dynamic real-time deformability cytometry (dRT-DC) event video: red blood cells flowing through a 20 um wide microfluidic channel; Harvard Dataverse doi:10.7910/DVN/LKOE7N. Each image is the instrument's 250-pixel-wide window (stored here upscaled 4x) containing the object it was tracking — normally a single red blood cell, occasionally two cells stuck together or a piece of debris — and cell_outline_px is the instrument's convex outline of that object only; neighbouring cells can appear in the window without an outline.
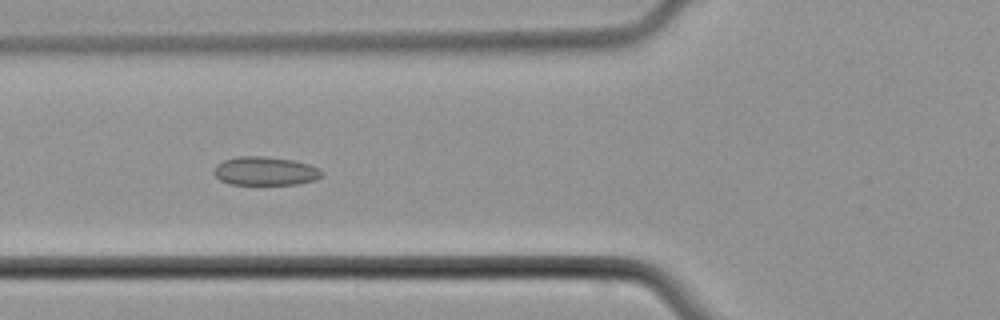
{"species": "common noctule bat (a hibernating species)", "species_latin": "Nyctalus noctula", "temperature_condition": "cold", "stored_images_in_passage": 50, "camera_frame_rate_fps": 3000, "um_per_image_px": 0.085, "animal": {"sex": "male", "body_mass_g": 21.5, "forearm_length_mm": 52.0}, "frame": {"image": 1, "passage_image": 19, "time_ms": 6.0, "image_size_px": [1000, 320], "cell_outline_px": [[324, 176], [316, 180], [296, 184], [232, 184], [220, 180], [212, 172], [216, 164], [224, 160], [240, 156], [264, 156], [292, 160], [308, 164], [320, 168], [324, 172]], "centroid_in_image_um": [22.57, 14.54], "position_along_channel_um": 103.2, "area_um2": 18.09}}
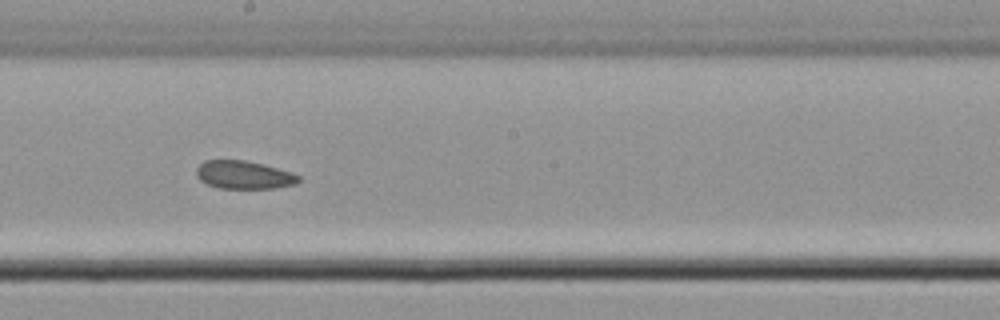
{"frame": {"image": 2, "passage_image": 28, "time_ms": 9.0, "image_size_px": [1000, 320], "cell_outline_px": [[300, 180], [296, 184], [272, 188], [220, 188], [208, 184], [200, 180], [196, 176], [196, 168], [204, 160], [244, 160], [292, 172], [300, 176]], "centroid_in_image_um": [20.71, 14.86], "position_along_channel_um": 227.5, "area_um2": 16.59}}
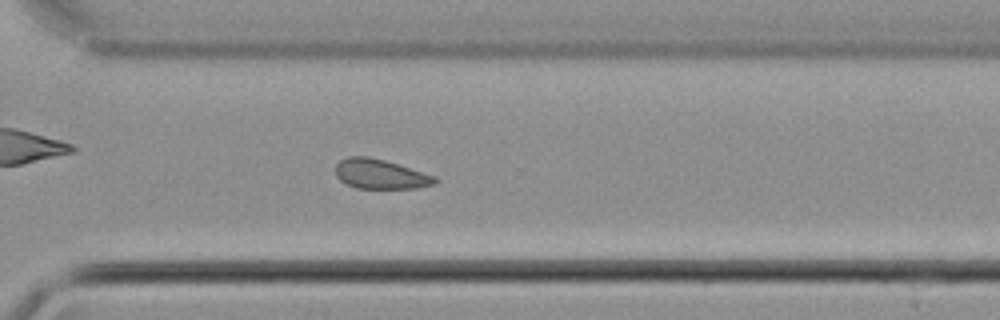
{"frame": {"image": 3, "passage_image": 36, "time_ms": 11.667, "image_size_px": [1000, 320], "cell_outline_px": [[440, 180], [436, 184], [416, 188], [356, 188], [340, 180], [336, 176], [336, 164], [340, 160], [348, 156], [368, 156], [384, 160], [436, 176]], "centroid_in_image_um": [32.35, 14.8], "position_along_channel_um": 338.3, "area_um2": 17.17}}